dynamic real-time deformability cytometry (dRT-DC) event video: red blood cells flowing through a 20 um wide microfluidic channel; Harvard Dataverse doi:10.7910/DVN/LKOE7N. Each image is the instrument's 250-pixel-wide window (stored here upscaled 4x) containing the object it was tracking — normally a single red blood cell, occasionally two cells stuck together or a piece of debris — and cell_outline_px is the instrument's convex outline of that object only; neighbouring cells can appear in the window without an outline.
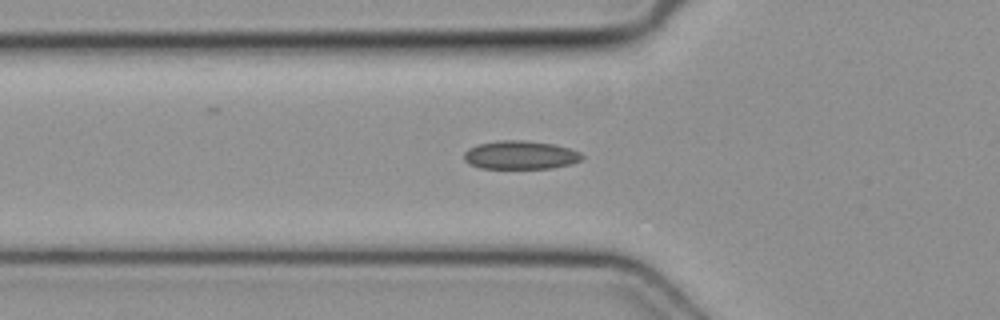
{"species": "common noctule bat (a hibernating species)", "species_latin": "Nyctalus noctula", "temperature_condition": "cold", "stored_images_in_passage": 29, "camera_frame_rate_fps": 3000, "um_per_image_px": 0.085, "animal": {"sex": "female", "body_mass_g": 19.3, "forearm_length_mm": 54.1}, "frame": {"image": 1, "passage_image": 7, "time_ms": 2.0, "image_size_px": [1000, 320], "cell_outline_px": [[584, 156], [580, 160], [572, 164], [552, 168], [480, 168], [468, 164], [464, 160], [464, 152], [468, 148], [476, 144], [496, 140], [524, 140], [552, 144], [568, 148], [580, 152]], "centroid_in_image_um": [44.19, 13.17], "position_along_channel_um": 81.6, "area_um2": 19.71}}
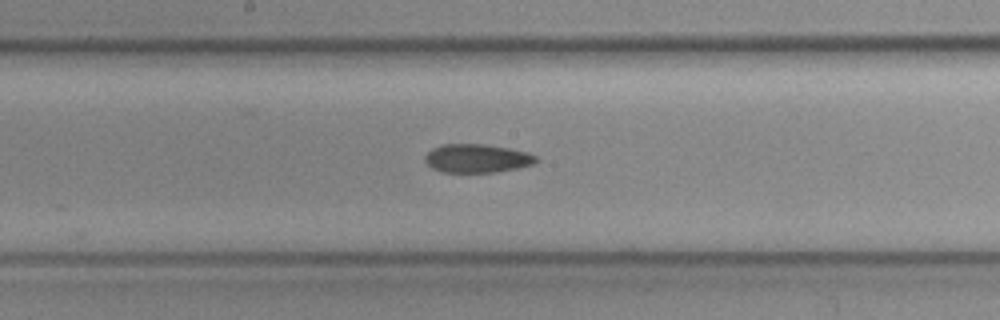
{"frame": {"image": 2, "passage_image": 16, "time_ms": 5.0, "image_size_px": [1000, 320], "cell_outline_px": [[540, 160], [532, 164], [516, 168], [496, 172], [440, 172], [432, 168], [424, 160], [424, 156], [432, 148], [440, 144], [480, 144], [508, 148], [528, 152], [536, 156]], "centroid_in_image_um": [40.52, 13.46], "position_along_channel_um": 207.7, "area_um2": 18.5}}
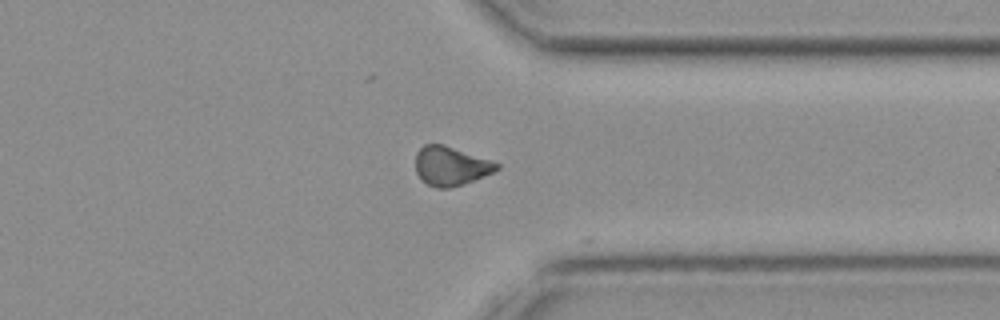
{"frame": {"image": 3, "passage_image": 28, "time_ms": 9.0, "image_size_px": [1000, 320], "cell_outline_px": [[500, 168], [484, 176], [464, 184], [448, 188], [436, 188], [428, 184], [416, 172], [416, 152], [424, 144], [444, 144], [500, 164]], "centroid_in_image_um": [38.3, 14.11], "position_along_channel_um": 373.1, "area_um2": 18.21}}